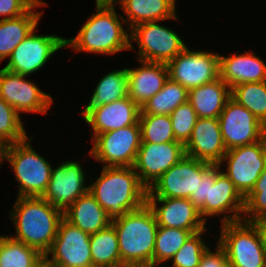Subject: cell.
<instances>
[{
	"label": "cell",
	"instance_id": "f1b7e54d",
	"mask_svg": "<svg viewBox=\"0 0 266 267\" xmlns=\"http://www.w3.org/2000/svg\"><path fill=\"white\" fill-rule=\"evenodd\" d=\"M90 247L94 267H125L121 262L118 238L112 224L90 234Z\"/></svg>",
	"mask_w": 266,
	"mask_h": 267
},
{
	"label": "cell",
	"instance_id": "277c9868",
	"mask_svg": "<svg viewBox=\"0 0 266 267\" xmlns=\"http://www.w3.org/2000/svg\"><path fill=\"white\" fill-rule=\"evenodd\" d=\"M123 16H118L115 7H96L93 14L80 28L77 36L65 39V45L72 47L76 52L116 54L122 50L133 49L130 42V33L124 30Z\"/></svg>",
	"mask_w": 266,
	"mask_h": 267
},
{
	"label": "cell",
	"instance_id": "9a60e30c",
	"mask_svg": "<svg viewBox=\"0 0 266 267\" xmlns=\"http://www.w3.org/2000/svg\"><path fill=\"white\" fill-rule=\"evenodd\" d=\"M185 156V146L179 141L141 143L133 169L140 172H136L139 180L148 189Z\"/></svg>",
	"mask_w": 266,
	"mask_h": 267
},
{
	"label": "cell",
	"instance_id": "8992f818",
	"mask_svg": "<svg viewBox=\"0 0 266 267\" xmlns=\"http://www.w3.org/2000/svg\"><path fill=\"white\" fill-rule=\"evenodd\" d=\"M27 140L8 145L6 160L19 182L18 197H42L50 181L52 166Z\"/></svg>",
	"mask_w": 266,
	"mask_h": 267
},
{
	"label": "cell",
	"instance_id": "8d00e7d4",
	"mask_svg": "<svg viewBox=\"0 0 266 267\" xmlns=\"http://www.w3.org/2000/svg\"><path fill=\"white\" fill-rule=\"evenodd\" d=\"M245 214H249L248 217ZM243 219L246 222H256L266 217V166L251 192L245 197Z\"/></svg>",
	"mask_w": 266,
	"mask_h": 267
},
{
	"label": "cell",
	"instance_id": "5b68a950",
	"mask_svg": "<svg viewBox=\"0 0 266 267\" xmlns=\"http://www.w3.org/2000/svg\"><path fill=\"white\" fill-rule=\"evenodd\" d=\"M219 244L230 267H265L266 246L259 226L244 220L221 224Z\"/></svg>",
	"mask_w": 266,
	"mask_h": 267
},
{
	"label": "cell",
	"instance_id": "52a82bcc",
	"mask_svg": "<svg viewBox=\"0 0 266 267\" xmlns=\"http://www.w3.org/2000/svg\"><path fill=\"white\" fill-rule=\"evenodd\" d=\"M91 139L90 155L106 167H133L142 142L139 122Z\"/></svg>",
	"mask_w": 266,
	"mask_h": 267
},
{
	"label": "cell",
	"instance_id": "cb8c5ba5",
	"mask_svg": "<svg viewBox=\"0 0 266 267\" xmlns=\"http://www.w3.org/2000/svg\"><path fill=\"white\" fill-rule=\"evenodd\" d=\"M230 95L231 89L219 77L212 82L190 89L188 102L198 118H218Z\"/></svg>",
	"mask_w": 266,
	"mask_h": 267
},
{
	"label": "cell",
	"instance_id": "7402d4cb",
	"mask_svg": "<svg viewBox=\"0 0 266 267\" xmlns=\"http://www.w3.org/2000/svg\"><path fill=\"white\" fill-rule=\"evenodd\" d=\"M142 67L127 68L128 97L140 107L158 93L169 78L166 63L139 60Z\"/></svg>",
	"mask_w": 266,
	"mask_h": 267
},
{
	"label": "cell",
	"instance_id": "484cf974",
	"mask_svg": "<svg viewBox=\"0 0 266 267\" xmlns=\"http://www.w3.org/2000/svg\"><path fill=\"white\" fill-rule=\"evenodd\" d=\"M175 0H124L121 9L129 30L137 24L167 19H177ZM130 21V22H129Z\"/></svg>",
	"mask_w": 266,
	"mask_h": 267
},
{
	"label": "cell",
	"instance_id": "ba28073f",
	"mask_svg": "<svg viewBox=\"0 0 266 267\" xmlns=\"http://www.w3.org/2000/svg\"><path fill=\"white\" fill-rule=\"evenodd\" d=\"M158 22L135 25L130 29V39L138 44V60L167 64L187 46L175 31Z\"/></svg>",
	"mask_w": 266,
	"mask_h": 267
},
{
	"label": "cell",
	"instance_id": "d590c367",
	"mask_svg": "<svg viewBox=\"0 0 266 267\" xmlns=\"http://www.w3.org/2000/svg\"><path fill=\"white\" fill-rule=\"evenodd\" d=\"M206 231L191 234L183 246L174 254L172 267H198L201 257L208 248L205 242L202 241L201 234ZM171 267V266H170Z\"/></svg>",
	"mask_w": 266,
	"mask_h": 267
},
{
	"label": "cell",
	"instance_id": "d4e9b609",
	"mask_svg": "<svg viewBox=\"0 0 266 267\" xmlns=\"http://www.w3.org/2000/svg\"><path fill=\"white\" fill-rule=\"evenodd\" d=\"M63 218L89 234L97 233L111 224L106 211L89 191L63 212Z\"/></svg>",
	"mask_w": 266,
	"mask_h": 267
},
{
	"label": "cell",
	"instance_id": "44dd1931",
	"mask_svg": "<svg viewBox=\"0 0 266 267\" xmlns=\"http://www.w3.org/2000/svg\"><path fill=\"white\" fill-rule=\"evenodd\" d=\"M140 112L141 107L129 97H125L92 108L84 119L87 124L91 125L93 129L91 136L94 137L101 133L135 125L139 122Z\"/></svg>",
	"mask_w": 266,
	"mask_h": 267
},
{
	"label": "cell",
	"instance_id": "8fae6325",
	"mask_svg": "<svg viewBox=\"0 0 266 267\" xmlns=\"http://www.w3.org/2000/svg\"><path fill=\"white\" fill-rule=\"evenodd\" d=\"M169 78L188 91L220 77L219 54L185 48L167 63Z\"/></svg>",
	"mask_w": 266,
	"mask_h": 267
},
{
	"label": "cell",
	"instance_id": "6da1fadb",
	"mask_svg": "<svg viewBox=\"0 0 266 267\" xmlns=\"http://www.w3.org/2000/svg\"><path fill=\"white\" fill-rule=\"evenodd\" d=\"M10 215L16 230V236L10 237L45 256L53 245L63 211L43 197H17Z\"/></svg>",
	"mask_w": 266,
	"mask_h": 267
},
{
	"label": "cell",
	"instance_id": "ffe728a7",
	"mask_svg": "<svg viewBox=\"0 0 266 267\" xmlns=\"http://www.w3.org/2000/svg\"><path fill=\"white\" fill-rule=\"evenodd\" d=\"M185 153L191 158L222 164L225 147L218 118H198L192 135L184 145Z\"/></svg>",
	"mask_w": 266,
	"mask_h": 267
},
{
	"label": "cell",
	"instance_id": "f35d334b",
	"mask_svg": "<svg viewBox=\"0 0 266 267\" xmlns=\"http://www.w3.org/2000/svg\"><path fill=\"white\" fill-rule=\"evenodd\" d=\"M221 164H211L205 171L202 180H199L196 197H189L190 202L199 209L205 200H208L209 180H216V177L222 172Z\"/></svg>",
	"mask_w": 266,
	"mask_h": 267
},
{
	"label": "cell",
	"instance_id": "d6a6232c",
	"mask_svg": "<svg viewBox=\"0 0 266 267\" xmlns=\"http://www.w3.org/2000/svg\"><path fill=\"white\" fill-rule=\"evenodd\" d=\"M192 233L180 228L158 226L153 252V267L170 261Z\"/></svg>",
	"mask_w": 266,
	"mask_h": 267
},
{
	"label": "cell",
	"instance_id": "603a6c76",
	"mask_svg": "<svg viewBox=\"0 0 266 267\" xmlns=\"http://www.w3.org/2000/svg\"><path fill=\"white\" fill-rule=\"evenodd\" d=\"M249 52L227 57L219 55L220 78L230 89L243 83L266 81V64Z\"/></svg>",
	"mask_w": 266,
	"mask_h": 267
},
{
	"label": "cell",
	"instance_id": "30bf717a",
	"mask_svg": "<svg viewBox=\"0 0 266 267\" xmlns=\"http://www.w3.org/2000/svg\"><path fill=\"white\" fill-rule=\"evenodd\" d=\"M227 161L223 172L245 198L253 189L266 166V136L258 142L227 150L222 162Z\"/></svg>",
	"mask_w": 266,
	"mask_h": 267
},
{
	"label": "cell",
	"instance_id": "5bb4252c",
	"mask_svg": "<svg viewBox=\"0 0 266 267\" xmlns=\"http://www.w3.org/2000/svg\"><path fill=\"white\" fill-rule=\"evenodd\" d=\"M49 254L52 255L50 259ZM45 257L54 267L93 266L90 234L63 218L60 221L53 245Z\"/></svg>",
	"mask_w": 266,
	"mask_h": 267
},
{
	"label": "cell",
	"instance_id": "ac0fdd59",
	"mask_svg": "<svg viewBox=\"0 0 266 267\" xmlns=\"http://www.w3.org/2000/svg\"><path fill=\"white\" fill-rule=\"evenodd\" d=\"M245 198L236 189L231 180L221 172L216 180H209L208 200L198 209L206 222L207 217L218 216L225 212L233 213L221 218L222 223L236 222L243 218Z\"/></svg>",
	"mask_w": 266,
	"mask_h": 267
},
{
	"label": "cell",
	"instance_id": "60d3db41",
	"mask_svg": "<svg viewBox=\"0 0 266 267\" xmlns=\"http://www.w3.org/2000/svg\"><path fill=\"white\" fill-rule=\"evenodd\" d=\"M228 264L224 248L218 243L215 252L209 248L203 253L198 267H225Z\"/></svg>",
	"mask_w": 266,
	"mask_h": 267
},
{
	"label": "cell",
	"instance_id": "ee69618b",
	"mask_svg": "<svg viewBox=\"0 0 266 267\" xmlns=\"http://www.w3.org/2000/svg\"><path fill=\"white\" fill-rule=\"evenodd\" d=\"M8 144L0 138V165L6 159V151Z\"/></svg>",
	"mask_w": 266,
	"mask_h": 267
},
{
	"label": "cell",
	"instance_id": "7a4b0ae2",
	"mask_svg": "<svg viewBox=\"0 0 266 267\" xmlns=\"http://www.w3.org/2000/svg\"><path fill=\"white\" fill-rule=\"evenodd\" d=\"M89 186V193L112 221L146 203L147 188L133 167L103 166L100 177Z\"/></svg>",
	"mask_w": 266,
	"mask_h": 267
},
{
	"label": "cell",
	"instance_id": "9c48e42d",
	"mask_svg": "<svg viewBox=\"0 0 266 267\" xmlns=\"http://www.w3.org/2000/svg\"><path fill=\"white\" fill-rule=\"evenodd\" d=\"M210 165L209 162L186 155L148 188L146 197L181 199L196 197L199 180H202L204 171Z\"/></svg>",
	"mask_w": 266,
	"mask_h": 267
},
{
	"label": "cell",
	"instance_id": "bcb514c9",
	"mask_svg": "<svg viewBox=\"0 0 266 267\" xmlns=\"http://www.w3.org/2000/svg\"><path fill=\"white\" fill-rule=\"evenodd\" d=\"M33 6H46L47 4L44 1H40V0H29Z\"/></svg>",
	"mask_w": 266,
	"mask_h": 267
},
{
	"label": "cell",
	"instance_id": "4fadbf2b",
	"mask_svg": "<svg viewBox=\"0 0 266 267\" xmlns=\"http://www.w3.org/2000/svg\"><path fill=\"white\" fill-rule=\"evenodd\" d=\"M35 30L13 50L4 69L24 76L30 75L40 70L56 51L66 47V38L35 34Z\"/></svg>",
	"mask_w": 266,
	"mask_h": 267
},
{
	"label": "cell",
	"instance_id": "4316f807",
	"mask_svg": "<svg viewBox=\"0 0 266 267\" xmlns=\"http://www.w3.org/2000/svg\"><path fill=\"white\" fill-rule=\"evenodd\" d=\"M33 6L27 13L13 19H0V62L9 57L17 45L36 27L43 12Z\"/></svg>",
	"mask_w": 266,
	"mask_h": 267
},
{
	"label": "cell",
	"instance_id": "d6986e66",
	"mask_svg": "<svg viewBox=\"0 0 266 267\" xmlns=\"http://www.w3.org/2000/svg\"><path fill=\"white\" fill-rule=\"evenodd\" d=\"M158 226L180 228L192 234L204 230L205 221L189 199L146 197ZM161 203V206H157ZM163 204V205H162Z\"/></svg>",
	"mask_w": 266,
	"mask_h": 267
},
{
	"label": "cell",
	"instance_id": "f6af8a7d",
	"mask_svg": "<svg viewBox=\"0 0 266 267\" xmlns=\"http://www.w3.org/2000/svg\"><path fill=\"white\" fill-rule=\"evenodd\" d=\"M34 267H54L44 256L42 259H40Z\"/></svg>",
	"mask_w": 266,
	"mask_h": 267
},
{
	"label": "cell",
	"instance_id": "2e32d148",
	"mask_svg": "<svg viewBox=\"0 0 266 267\" xmlns=\"http://www.w3.org/2000/svg\"><path fill=\"white\" fill-rule=\"evenodd\" d=\"M27 76L0 70V97L12 106L19 114L38 112L46 114L53 103L52 96L42 92Z\"/></svg>",
	"mask_w": 266,
	"mask_h": 267
},
{
	"label": "cell",
	"instance_id": "1f68e13d",
	"mask_svg": "<svg viewBox=\"0 0 266 267\" xmlns=\"http://www.w3.org/2000/svg\"><path fill=\"white\" fill-rule=\"evenodd\" d=\"M230 97L266 126V81L243 83L231 88Z\"/></svg>",
	"mask_w": 266,
	"mask_h": 267
},
{
	"label": "cell",
	"instance_id": "7bdbcfd3",
	"mask_svg": "<svg viewBox=\"0 0 266 267\" xmlns=\"http://www.w3.org/2000/svg\"><path fill=\"white\" fill-rule=\"evenodd\" d=\"M255 223L259 226V228L261 230V233H262L263 239H264V244L266 246V217L260 218Z\"/></svg>",
	"mask_w": 266,
	"mask_h": 267
},
{
	"label": "cell",
	"instance_id": "74e56055",
	"mask_svg": "<svg viewBox=\"0 0 266 267\" xmlns=\"http://www.w3.org/2000/svg\"><path fill=\"white\" fill-rule=\"evenodd\" d=\"M169 116L175 140L185 145L192 135L198 115L187 101L178 106Z\"/></svg>",
	"mask_w": 266,
	"mask_h": 267
},
{
	"label": "cell",
	"instance_id": "e575fe53",
	"mask_svg": "<svg viewBox=\"0 0 266 267\" xmlns=\"http://www.w3.org/2000/svg\"><path fill=\"white\" fill-rule=\"evenodd\" d=\"M20 114L0 97V138L8 145L28 139Z\"/></svg>",
	"mask_w": 266,
	"mask_h": 267
},
{
	"label": "cell",
	"instance_id": "83f0119b",
	"mask_svg": "<svg viewBox=\"0 0 266 267\" xmlns=\"http://www.w3.org/2000/svg\"><path fill=\"white\" fill-rule=\"evenodd\" d=\"M125 97H128L127 68L109 72L97 83L89 104L85 106L82 115L85 116L92 108L109 104Z\"/></svg>",
	"mask_w": 266,
	"mask_h": 267
},
{
	"label": "cell",
	"instance_id": "f546056e",
	"mask_svg": "<svg viewBox=\"0 0 266 267\" xmlns=\"http://www.w3.org/2000/svg\"><path fill=\"white\" fill-rule=\"evenodd\" d=\"M188 101V90L170 78L164 87L146 101L141 111L151 115H170L178 106Z\"/></svg>",
	"mask_w": 266,
	"mask_h": 267
},
{
	"label": "cell",
	"instance_id": "836d02e7",
	"mask_svg": "<svg viewBox=\"0 0 266 267\" xmlns=\"http://www.w3.org/2000/svg\"><path fill=\"white\" fill-rule=\"evenodd\" d=\"M141 143L174 142L175 136L169 115H151L140 112Z\"/></svg>",
	"mask_w": 266,
	"mask_h": 267
},
{
	"label": "cell",
	"instance_id": "ab89813d",
	"mask_svg": "<svg viewBox=\"0 0 266 267\" xmlns=\"http://www.w3.org/2000/svg\"><path fill=\"white\" fill-rule=\"evenodd\" d=\"M33 7L29 0H0L2 19H13L27 13Z\"/></svg>",
	"mask_w": 266,
	"mask_h": 267
},
{
	"label": "cell",
	"instance_id": "e0dca14e",
	"mask_svg": "<svg viewBox=\"0 0 266 267\" xmlns=\"http://www.w3.org/2000/svg\"><path fill=\"white\" fill-rule=\"evenodd\" d=\"M85 172L79 162L66 161L51 169V177L43 198L63 212L88 192Z\"/></svg>",
	"mask_w": 266,
	"mask_h": 267
},
{
	"label": "cell",
	"instance_id": "4dcf8cb0",
	"mask_svg": "<svg viewBox=\"0 0 266 267\" xmlns=\"http://www.w3.org/2000/svg\"><path fill=\"white\" fill-rule=\"evenodd\" d=\"M43 257L37 249L0 235V267H34Z\"/></svg>",
	"mask_w": 266,
	"mask_h": 267
},
{
	"label": "cell",
	"instance_id": "b9f144b4",
	"mask_svg": "<svg viewBox=\"0 0 266 267\" xmlns=\"http://www.w3.org/2000/svg\"><path fill=\"white\" fill-rule=\"evenodd\" d=\"M124 0H96V7H114V2L122 4Z\"/></svg>",
	"mask_w": 266,
	"mask_h": 267
},
{
	"label": "cell",
	"instance_id": "3957f363",
	"mask_svg": "<svg viewBox=\"0 0 266 267\" xmlns=\"http://www.w3.org/2000/svg\"><path fill=\"white\" fill-rule=\"evenodd\" d=\"M125 267H153L158 224L147 203L111 221Z\"/></svg>",
	"mask_w": 266,
	"mask_h": 267
},
{
	"label": "cell",
	"instance_id": "7c38bea8",
	"mask_svg": "<svg viewBox=\"0 0 266 267\" xmlns=\"http://www.w3.org/2000/svg\"><path fill=\"white\" fill-rule=\"evenodd\" d=\"M218 122L227 150L261 141L266 136V126L231 97Z\"/></svg>",
	"mask_w": 266,
	"mask_h": 267
}]
</instances>
